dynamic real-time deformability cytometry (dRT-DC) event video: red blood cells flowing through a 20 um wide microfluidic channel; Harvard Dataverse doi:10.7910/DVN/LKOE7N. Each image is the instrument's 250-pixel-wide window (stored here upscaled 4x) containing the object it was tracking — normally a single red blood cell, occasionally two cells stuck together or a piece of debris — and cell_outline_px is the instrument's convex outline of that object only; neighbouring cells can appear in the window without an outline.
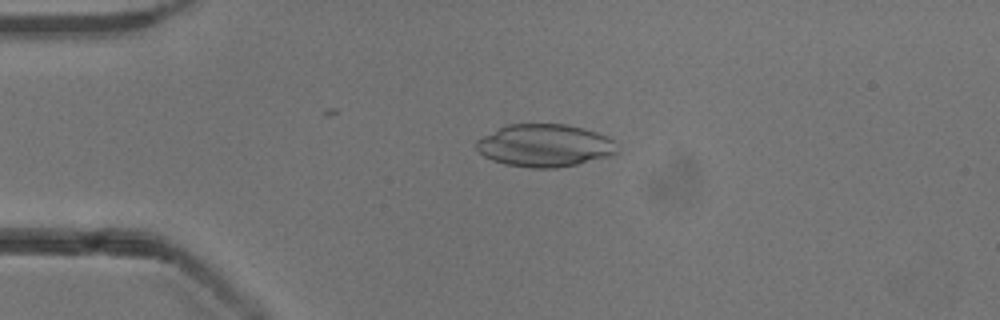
{"species": "common noctule bat (a hibernating species)", "species_latin": "Nyctalus noctula", "temperature_condition": "cold", "stored_images_in_passage": 29, "camera_frame_rate_fps": 3000, "um_per_image_px": 0.085, "animal": {"sex": "male", "body_mass_g": 13.3}, "frame": {"image": 1, "passage_image": 12, "time_ms": 3.667, "image_size_px": [1000, 320], "cell_outline_px": [[616, 152], [612, 156], [576, 164], [556, 168], [532, 168], [504, 164], [492, 160], [484, 156], [476, 148], [476, 140], [508, 124], [564, 124], [596, 132], [608, 136], [612, 140]], "centroid_in_image_um": [46.28, 12.38], "position_along_channel_um": 38.7, "area_um2": 34.62}}
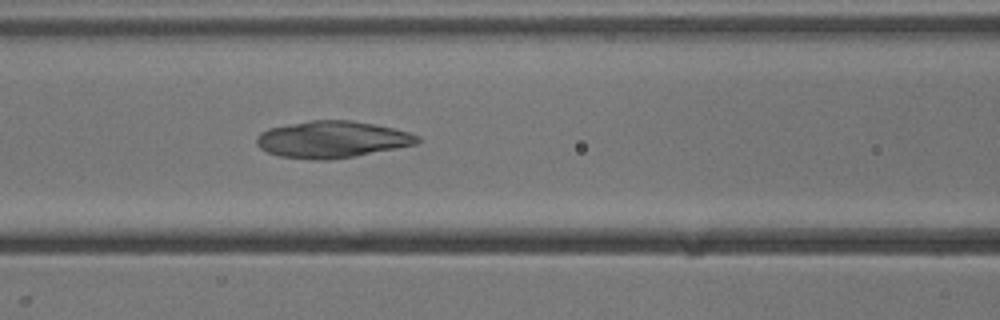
{"frame": {"image": 2, "passage_image": 22, "time_ms": 7.0, "image_size_px": [1000, 320], "cell_outline_px": [[420, 140], [416, 144], [356, 156], [328, 160], [312, 160], [280, 156], [268, 152], [260, 148], [256, 144], [256, 136], [260, 132], [268, 128], [312, 120], [352, 120], [392, 128], [408, 132], [420, 136]], "centroid_in_image_um": [28.2, 11.86], "position_along_channel_um": 138.4, "area_um2": 34.39}}
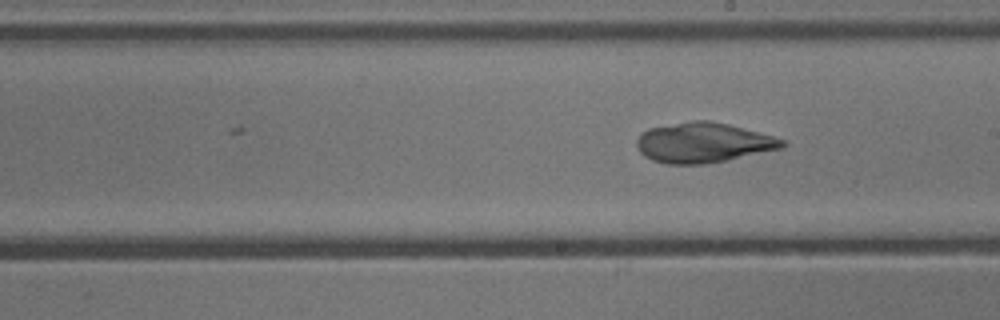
{"frame": {"image": 3, "passage_image": 29, "time_ms": 9.333, "image_size_px": [1000, 320], "cell_outline_px": [[788, 144], [780, 148], [728, 160], [704, 164], [664, 164], [652, 160], [644, 156], [640, 152], [636, 144], [636, 140], [640, 132], [648, 128], [692, 120], [708, 120], [728, 124], [772, 136], [784, 140]], "centroid_in_image_um": [59.72, 12.13], "position_along_channel_um": 229.3, "area_um2": 33.93}}